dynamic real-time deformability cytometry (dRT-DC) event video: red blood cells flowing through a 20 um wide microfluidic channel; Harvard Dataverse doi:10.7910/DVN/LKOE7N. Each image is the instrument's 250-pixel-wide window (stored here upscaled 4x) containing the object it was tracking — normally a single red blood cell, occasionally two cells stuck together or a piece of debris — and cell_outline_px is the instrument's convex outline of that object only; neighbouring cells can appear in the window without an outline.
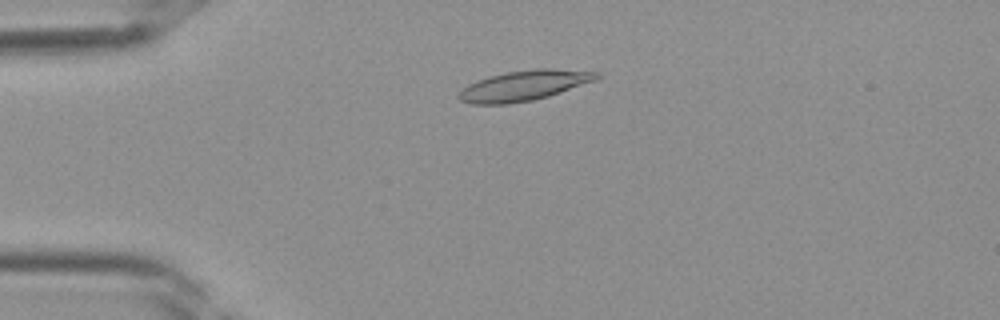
{"species": "Egyptian fruit bat (a non-hibernating species)", "species_latin": "Rousettus aegyptiacus", "temperature_condition": "room temperature", "stored_images_in_passage": 32, "camera_frame_rate_fps": 3000, "um_per_image_px": 0.085, "frame": {"image": 1, "passage_image": 2, "time_ms": 0.333, "image_size_px": [1000, 320], "cell_outline_px": [[604, 76], [596, 80], [548, 96], [532, 100], [508, 104], [472, 104], [460, 100], [456, 96], [468, 84], [476, 80], [488, 76], [508, 72], [536, 68], [552, 68], [604, 72]], "centroid_in_image_um": [44.59, 7.26], "position_along_channel_um": 40.4, "area_um2": 24.45}}
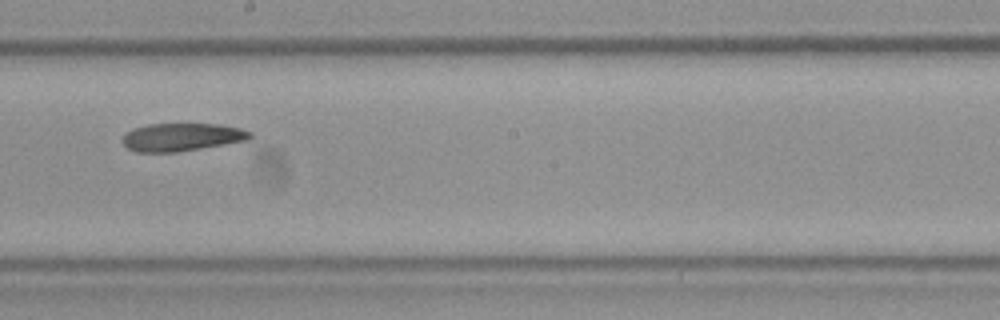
{"frame": {"image": 2, "passage_image": 15, "time_ms": 4.667, "image_size_px": [1000, 320], "cell_outline_px": [[252, 136], [248, 140], [176, 152], [136, 152], [128, 148], [124, 144], [124, 136], [132, 128], [148, 124], [216, 124], [240, 128], [252, 132]], "centroid_in_image_um": [15.46, 11.65], "position_along_channel_um": 232.7, "area_um2": 20.52}}
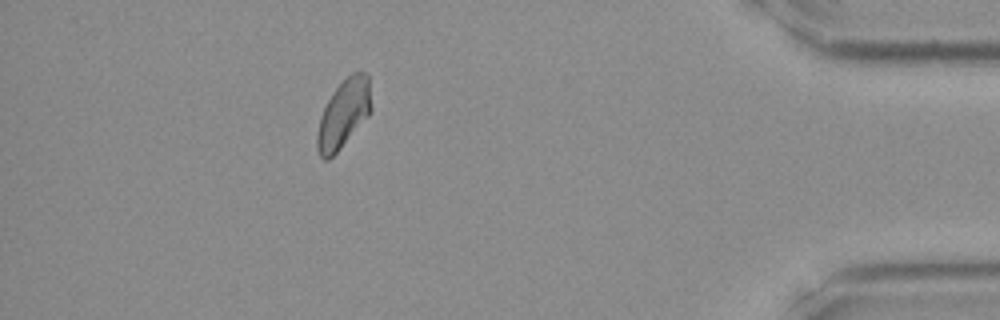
{"frame": {"image": 3, "passage_image": 28, "time_ms": 9.0, "image_size_px": [1000, 320], "cell_outline_px": [[372, 108], [368, 116], [340, 148], [328, 160], [324, 160], [320, 156], [316, 148], [316, 136], [320, 116], [332, 92], [352, 72], [368, 72]], "centroid_in_image_um": [29.2, 9.67], "position_along_channel_um": 406.0, "area_um2": 21.44}}